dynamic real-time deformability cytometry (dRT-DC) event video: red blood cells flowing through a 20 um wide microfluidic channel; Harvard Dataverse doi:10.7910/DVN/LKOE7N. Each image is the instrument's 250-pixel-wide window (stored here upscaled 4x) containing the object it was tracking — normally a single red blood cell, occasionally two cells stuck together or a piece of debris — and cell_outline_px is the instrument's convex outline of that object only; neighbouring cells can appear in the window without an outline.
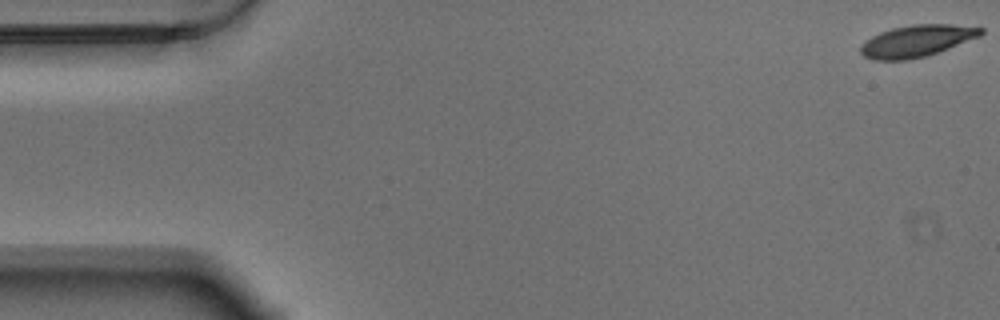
{"species": "Egyptian fruit bat (a non-hibernating species)", "species_latin": "Rousettus aegyptiacus", "temperature_condition": "warm", "stored_images_in_passage": 58, "camera_frame_rate_fps": 3000, "um_per_image_px": 0.085, "animal": {"sex": "male"}, "frame": {"image": 1, "passage_image": 1, "time_ms": 0.0, "image_size_px": [1000, 320], "cell_outline_px": [[984, 32], [980, 36], [948, 48], [924, 56], [908, 60], [872, 60], [864, 56], [860, 52], [860, 48], [872, 36], [880, 32], [892, 28], [912, 24], [952, 24], [984, 28]], "centroid_in_image_um": [77.93, 3.47], "position_along_channel_um": 7.1, "area_um2": 22.02}}
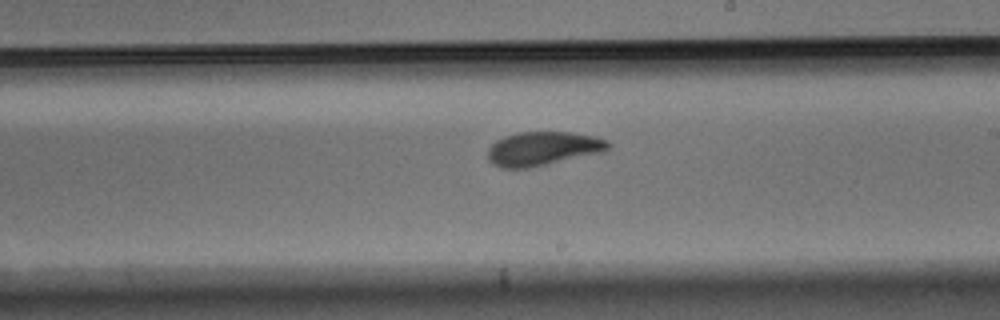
{"frame": {"image": 2, "passage_image": 33, "time_ms": 10.667, "image_size_px": [1000, 320], "cell_outline_px": [[612, 144], [604, 152], [548, 164], [528, 168], [500, 168], [492, 164], [488, 160], [488, 148], [496, 140], [504, 136], [516, 132], [572, 132], [596, 136], [608, 140]], "centroid_in_image_um": [46.16, 12.63], "position_along_channel_um": 242.8, "area_um2": 24.1}}
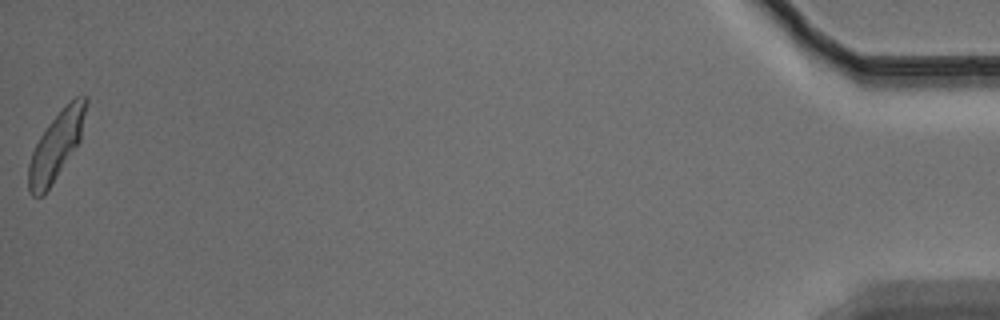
{"frame": {"image": 3, "passage_image": 58, "time_ms": 19.0, "image_size_px": [1000, 320], "cell_outline_px": [[88, 104], [80, 140], [44, 196], [32, 196], [28, 192], [28, 164], [32, 152], [40, 136], [48, 124], [76, 96], [88, 96]], "centroid_in_image_um": [4.77, 12.42], "position_along_channel_um": 430.4, "area_um2": 22.37}, "authors_computed_cell_mechanics": {"area_um2": 22.831, "velocity_mm_per_s": 3.4602, "shape_relaxation_time_tau1_ms": 2.9336, "shape_relaxation_time_tau2_ms": 1.6172, "deformation_change_tau1": 0.1638, "deformation_change_tau2": 0.0841}}